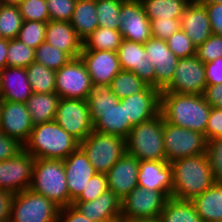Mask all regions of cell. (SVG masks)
I'll return each instance as SVG.
<instances>
[{
  "label": "cell",
  "instance_id": "44dd1931",
  "mask_svg": "<svg viewBox=\"0 0 222 222\" xmlns=\"http://www.w3.org/2000/svg\"><path fill=\"white\" fill-rule=\"evenodd\" d=\"M139 160L127 152L106 173L108 190L123 200L138 186Z\"/></svg>",
  "mask_w": 222,
  "mask_h": 222
},
{
  "label": "cell",
  "instance_id": "2e32d148",
  "mask_svg": "<svg viewBox=\"0 0 222 222\" xmlns=\"http://www.w3.org/2000/svg\"><path fill=\"white\" fill-rule=\"evenodd\" d=\"M117 54L122 70L134 72L148 86L155 87V67L146 58L144 44L123 39Z\"/></svg>",
  "mask_w": 222,
  "mask_h": 222
},
{
  "label": "cell",
  "instance_id": "30bf717a",
  "mask_svg": "<svg viewBox=\"0 0 222 222\" xmlns=\"http://www.w3.org/2000/svg\"><path fill=\"white\" fill-rule=\"evenodd\" d=\"M54 121L79 142L93 132L87 100L60 98Z\"/></svg>",
  "mask_w": 222,
  "mask_h": 222
},
{
  "label": "cell",
  "instance_id": "7c38bea8",
  "mask_svg": "<svg viewBox=\"0 0 222 222\" xmlns=\"http://www.w3.org/2000/svg\"><path fill=\"white\" fill-rule=\"evenodd\" d=\"M206 86L204 63L193 55L179 58L172 81L161 92L203 95Z\"/></svg>",
  "mask_w": 222,
  "mask_h": 222
},
{
  "label": "cell",
  "instance_id": "d4e9b609",
  "mask_svg": "<svg viewBox=\"0 0 222 222\" xmlns=\"http://www.w3.org/2000/svg\"><path fill=\"white\" fill-rule=\"evenodd\" d=\"M180 23L181 29L196 47L203 44L213 34L207 10L199 2L187 5Z\"/></svg>",
  "mask_w": 222,
  "mask_h": 222
},
{
  "label": "cell",
  "instance_id": "9f6ffc18",
  "mask_svg": "<svg viewBox=\"0 0 222 222\" xmlns=\"http://www.w3.org/2000/svg\"><path fill=\"white\" fill-rule=\"evenodd\" d=\"M14 193L0 190V222H10Z\"/></svg>",
  "mask_w": 222,
  "mask_h": 222
},
{
  "label": "cell",
  "instance_id": "4fadbf2b",
  "mask_svg": "<svg viewBox=\"0 0 222 222\" xmlns=\"http://www.w3.org/2000/svg\"><path fill=\"white\" fill-rule=\"evenodd\" d=\"M35 158L24 149L16 156L0 161V190L19 193L30 189Z\"/></svg>",
  "mask_w": 222,
  "mask_h": 222
},
{
  "label": "cell",
  "instance_id": "60d3db41",
  "mask_svg": "<svg viewBox=\"0 0 222 222\" xmlns=\"http://www.w3.org/2000/svg\"><path fill=\"white\" fill-rule=\"evenodd\" d=\"M46 26V22L23 21L17 38L28 47L36 49L45 41Z\"/></svg>",
  "mask_w": 222,
  "mask_h": 222
},
{
  "label": "cell",
  "instance_id": "ab89813d",
  "mask_svg": "<svg viewBox=\"0 0 222 222\" xmlns=\"http://www.w3.org/2000/svg\"><path fill=\"white\" fill-rule=\"evenodd\" d=\"M35 58V49L28 47L18 38L8 39L7 66L28 67Z\"/></svg>",
  "mask_w": 222,
  "mask_h": 222
},
{
  "label": "cell",
  "instance_id": "ffe728a7",
  "mask_svg": "<svg viewBox=\"0 0 222 222\" xmlns=\"http://www.w3.org/2000/svg\"><path fill=\"white\" fill-rule=\"evenodd\" d=\"M70 205L80 196L88 184V180L97 172L88 160L86 153L79 146L63 160Z\"/></svg>",
  "mask_w": 222,
  "mask_h": 222
},
{
  "label": "cell",
  "instance_id": "d590c367",
  "mask_svg": "<svg viewBox=\"0 0 222 222\" xmlns=\"http://www.w3.org/2000/svg\"><path fill=\"white\" fill-rule=\"evenodd\" d=\"M23 24L22 15L17 5L2 4L0 7V36L4 39L18 37Z\"/></svg>",
  "mask_w": 222,
  "mask_h": 222
},
{
  "label": "cell",
  "instance_id": "681fc988",
  "mask_svg": "<svg viewBox=\"0 0 222 222\" xmlns=\"http://www.w3.org/2000/svg\"><path fill=\"white\" fill-rule=\"evenodd\" d=\"M22 150L23 144L0 131V161L14 157Z\"/></svg>",
  "mask_w": 222,
  "mask_h": 222
},
{
  "label": "cell",
  "instance_id": "603a6c76",
  "mask_svg": "<svg viewBox=\"0 0 222 222\" xmlns=\"http://www.w3.org/2000/svg\"><path fill=\"white\" fill-rule=\"evenodd\" d=\"M138 186L172 195V167L167 161H139Z\"/></svg>",
  "mask_w": 222,
  "mask_h": 222
},
{
  "label": "cell",
  "instance_id": "f5cc1de1",
  "mask_svg": "<svg viewBox=\"0 0 222 222\" xmlns=\"http://www.w3.org/2000/svg\"><path fill=\"white\" fill-rule=\"evenodd\" d=\"M204 67L207 86L222 83V57L211 62L204 63Z\"/></svg>",
  "mask_w": 222,
  "mask_h": 222
},
{
  "label": "cell",
  "instance_id": "f35d334b",
  "mask_svg": "<svg viewBox=\"0 0 222 222\" xmlns=\"http://www.w3.org/2000/svg\"><path fill=\"white\" fill-rule=\"evenodd\" d=\"M87 102L89 110H108L117 105L120 99L113 94L110 85L92 83Z\"/></svg>",
  "mask_w": 222,
  "mask_h": 222
},
{
  "label": "cell",
  "instance_id": "6f0895ef",
  "mask_svg": "<svg viewBox=\"0 0 222 222\" xmlns=\"http://www.w3.org/2000/svg\"><path fill=\"white\" fill-rule=\"evenodd\" d=\"M8 39H0V70L7 67Z\"/></svg>",
  "mask_w": 222,
  "mask_h": 222
},
{
  "label": "cell",
  "instance_id": "4dcf8cb0",
  "mask_svg": "<svg viewBox=\"0 0 222 222\" xmlns=\"http://www.w3.org/2000/svg\"><path fill=\"white\" fill-rule=\"evenodd\" d=\"M144 12L151 19H181L189 4L186 0H140Z\"/></svg>",
  "mask_w": 222,
  "mask_h": 222
},
{
  "label": "cell",
  "instance_id": "9a60e30c",
  "mask_svg": "<svg viewBox=\"0 0 222 222\" xmlns=\"http://www.w3.org/2000/svg\"><path fill=\"white\" fill-rule=\"evenodd\" d=\"M144 48L149 63L155 67V88L162 91L171 81L179 58L168 48L165 40L151 37Z\"/></svg>",
  "mask_w": 222,
  "mask_h": 222
},
{
  "label": "cell",
  "instance_id": "8992f818",
  "mask_svg": "<svg viewBox=\"0 0 222 222\" xmlns=\"http://www.w3.org/2000/svg\"><path fill=\"white\" fill-rule=\"evenodd\" d=\"M88 160L97 173L106 174L126 153V139L93 131L80 142Z\"/></svg>",
  "mask_w": 222,
  "mask_h": 222
},
{
  "label": "cell",
  "instance_id": "8d00e7d4",
  "mask_svg": "<svg viewBox=\"0 0 222 222\" xmlns=\"http://www.w3.org/2000/svg\"><path fill=\"white\" fill-rule=\"evenodd\" d=\"M124 0H96L97 19L99 27L119 30L120 10Z\"/></svg>",
  "mask_w": 222,
  "mask_h": 222
},
{
  "label": "cell",
  "instance_id": "bcb514c9",
  "mask_svg": "<svg viewBox=\"0 0 222 222\" xmlns=\"http://www.w3.org/2000/svg\"><path fill=\"white\" fill-rule=\"evenodd\" d=\"M77 0H46L50 20L70 22Z\"/></svg>",
  "mask_w": 222,
  "mask_h": 222
},
{
  "label": "cell",
  "instance_id": "7bdbcfd3",
  "mask_svg": "<svg viewBox=\"0 0 222 222\" xmlns=\"http://www.w3.org/2000/svg\"><path fill=\"white\" fill-rule=\"evenodd\" d=\"M165 41L168 48L178 58H185L196 55L197 47L192 43L191 39L182 29H179Z\"/></svg>",
  "mask_w": 222,
  "mask_h": 222
},
{
  "label": "cell",
  "instance_id": "277c9868",
  "mask_svg": "<svg viewBox=\"0 0 222 222\" xmlns=\"http://www.w3.org/2000/svg\"><path fill=\"white\" fill-rule=\"evenodd\" d=\"M161 113L135 125L126 138V152L139 161H166Z\"/></svg>",
  "mask_w": 222,
  "mask_h": 222
},
{
  "label": "cell",
  "instance_id": "f546056e",
  "mask_svg": "<svg viewBox=\"0 0 222 222\" xmlns=\"http://www.w3.org/2000/svg\"><path fill=\"white\" fill-rule=\"evenodd\" d=\"M96 11V0L76 1L70 24L82 40L99 27Z\"/></svg>",
  "mask_w": 222,
  "mask_h": 222
},
{
  "label": "cell",
  "instance_id": "f907efd6",
  "mask_svg": "<svg viewBox=\"0 0 222 222\" xmlns=\"http://www.w3.org/2000/svg\"><path fill=\"white\" fill-rule=\"evenodd\" d=\"M205 137L207 141L222 137V110L211 107L206 126Z\"/></svg>",
  "mask_w": 222,
  "mask_h": 222
},
{
  "label": "cell",
  "instance_id": "ee69618b",
  "mask_svg": "<svg viewBox=\"0 0 222 222\" xmlns=\"http://www.w3.org/2000/svg\"><path fill=\"white\" fill-rule=\"evenodd\" d=\"M108 190L107 176L104 173H96L88 180L83 192L74 202H88L96 199Z\"/></svg>",
  "mask_w": 222,
  "mask_h": 222
},
{
  "label": "cell",
  "instance_id": "e0dca14e",
  "mask_svg": "<svg viewBox=\"0 0 222 222\" xmlns=\"http://www.w3.org/2000/svg\"><path fill=\"white\" fill-rule=\"evenodd\" d=\"M160 94L159 89L147 86L142 92L121 99L120 102L125 105L126 123L135 126L158 115Z\"/></svg>",
  "mask_w": 222,
  "mask_h": 222
},
{
  "label": "cell",
  "instance_id": "836d02e7",
  "mask_svg": "<svg viewBox=\"0 0 222 222\" xmlns=\"http://www.w3.org/2000/svg\"><path fill=\"white\" fill-rule=\"evenodd\" d=\"M26 71L33 93H55V70L32 62Z\"/></svg>",
  "mask_w": 222,
  "mask_h": 222
},
{
  "label": "cell",
  "instance_id": "cb8c5ba5",
  "mask_svg": "<svg viewBox=\"0 0 222 222\" xmlns=\"http://www.w3.org/2000/svg\"><path fill=\"white\" fill-rule=\"evenodd\" d=\"M33 94L26 68L5 67L0 70V98L26 104Z\"/></svg>",
  "mask_w": 222,
  "mask_h": 222
},
{
  "label": "cell",
  "instance_id": "11a10c76",
  "mask_svg": "<svg viewBox=\"0 0 222 222\" xmlns=\"http://www.w3.org/2000/svg\"><path fill=\"white\" fill-rule=\"evenodd\" d=\"M203 96L211 107L222 110V83L206 86Z\"/></svg>",
  "mask_w": 222,
  "mask_h": 222
},
{
  "label": "cell",
  "instance_id": "91938a15",
  "mask_svg": "<svg viewBox=\"0 0 222 222\" xmlns=\"http://www.w3.org/2000/svg\"><path fill=\"white\" fill-rule=\"evenodd\" d=\"M127 222H161L159 217L151 218V219H143V220H136V221H127Z\"/></svg>",
  "mask_w": 222,
  "mask_h": 222
},
{
  "label": "cell",
  "instance_id": "d6a6232c",
  "mask_svg": "<svg viewBox=\"0 0 222 222\" xmlns=\"http://www.w3.org/2000/svg\"><path fill=\"white\" fill-rule=\"evenodd\" d=\"M123 38L119 30L97 27L83 40V50H108L117 52Z\"/></svg>",
  "mask_w": 222,
  "mask_h": 222
},
{
  "label": "cell",
  "instance_id": "ba28073f",
  "mask_svg": "<svg viewBox=\"0 0 222 222\" xmlns=\"http://www.w3.org/2000/svg\"><path fill=\"white\" fill-rule=\"evenodd\" d=\"M163 138L166 161L169 163L207 152L208 141L204 134L166 121L163 126Z\"/></svg>",
  "mask_w": 222,
  "mask_h": 222
},
{
  "label": "cell",
  "instance_id": "c3c4849f",
  "mask_svg": "<svg viewBox=\"0 0 222 222\" xmlns=\"http://www.w3.org/2000/svg\"><path fill=\"white\" fill-rule=\"evenodd\" d=\"M180 24V19H151L152 37L167 40L172 34L181 29Z\"/></svg>",
  "mask_w": 222,
  "mask_h": 222
},
{
  "label": "cell",
  "instance_id": "5bb4252c",
  "mask_svg": "<svg viewBox=\"0 0 222 222\" xmlns=\"http://www.w3.org/2000/svg\"><path fill=\"white\" fill-rule=\"evenodd\" d=\"M122 38L144 44L151 37L150 20L140 0H124L120 10Z\"/></svg>",
  "mask_w": 222,
  "mask_h": 222
},
{
  "label": "cell",
  "instance_id": "74e56055",
  "mask_svg": "<svg viewBox=\"0 0 222 222\" xmlns=\"http://www.w3.org/2000/svg\"><path fill=\"white\" fill-rule=\"evenodd\" d=\"M70 59L71 58L65 52L51 46L46 41L42 42L35 49L34 62L55 71L66 65Z\"/></svg>",
  "mask_w": 222,
  "mask_h": 222
},
{
  "label": "cell",
  "instance_id": "f1b7e54d",
  "mask_svg": "<svg viewBox=\"0 0 222 222\" xmlns=\"http://www.w3.org/2000/svg\"><path fill=\"white\" fill-rule=\"evenodd\" d=\"M59 95L55 93H33L26 102L33 125L55 119Z\"/></svg>",
  "mask_w": 222,
  "mask_h": 222
},
{
  "label": "cell",
  "instance_id": "ac0fdd59",
  "mask_svg": "<svg viewBox=\"0 0 222 222\" xmlns=\"http://www.w3.org/2000/svg\"><path fill=\"white\" fill-rule=\"evenodd\" d=\"M0 131L24 144L34 125L26 104L2 100Z\"/></svg>",
  "mask_w": 222,
  "mask_h": 222
},
{
  "label": "cell",
  "instance_id": "d6986e66",
  "mask_svg": "<svg viewBox=\"0 0 222 222\" xmlns=\"http://www.w3.org/2000/svg\"><path fill=\"white\" fill-rule=\"evenodd\" d=\"M80 58L86 65L92 83L110 85L122 70L117 52L108 50H82Z\"/></svg>",
  "mask_w": 222,
  "mask_h": 222
},
{
  "label": "cell",
  "instance_id": "6125c7cd",
  "mask_svg": "<svg viewBox=\"0 0 222 222\" xmlns=\"http://www.w3.org/2000/svg\"><path fill=\"white\" fill-rule=\"evenodd\" d=\"M1 109H2V99L0 98V117H1Z\"/></svg>",
  "mask_w": 222,
  "mask_h": 222
},
{
  "label": "cell",
  "instance_id": "5b68a950",
  "mask_svg": "<svg viewBox=\"0 0 222 222\" xmlns=\"http://www.w3.org/2000/svg\"><path fill=\"white\" fill-rule=\"evenodd\" d=\"M66 179L63 160L35 159L30 189L60 208L70 206Z\"/></svg>",
  "mask_w": 222,
  "mask_h": 222
},
{
  "label": "cell",
  "instance_id": "f6af8a7d",
  "mask_svg": "<svg viewBox=\"0 0 222 222\" xmlns=\"http://www.w3.org/2000/svg\"><path fill=\"white\" fill-rule=\"evenodd\" d=\"M196 56L203 63L222 57V36L212 34L196 49Z\"/></svg>",
  "mask_w": 222,
  "mask_h": 222
},
{
  "label": "cell",
  "instance_id": "4316f807",
  "mask_svg": "<svg viewBox=\"0 0 222 222\" xmlns=\"http://www.w3.org/2000/svg\"><path fill=\"white\" fill-rule=\"evenodd\" d=\"M93 131L127 138L133 125L126 123L125 105L119 102L108 110H89Z\"/></svg>",
  "mask_w": 222,
  "mask_h": 222
},
{
  "label": "cell",
  "instance_id": "6da1fadb",
  "mask_svg": "<svg viewBox=\"0 0 222 222\" xmlns=\"http://www.w3.org/2000/svg\"><path fill=\"white\" fill-rule=\"evenodd\" d=\"M211 106L203 95L161 92L160 113L164 121L205 135Z\"/></svg>",
  "mask_w": 222,
  "mask_h": 222
},
{
  "label": "cell",
  "instance_id": "8fae6325",
  "mask_svg": "<svg viewBox=\"0 0 222 222\" xmlns=\"http://www.w3.org/2000/svg\"><path fill=\"white\" fill-rule=\"evenodd\" d=\"M92 82L80 57L55 72V92L60 98L87 100Z\"/></svg>",
  "mask_w": 222,
  "mask_h": 222
},
{
  "label": "cell",
  "instance_id": "3957f363",
  "mask_svg": "<svg viewBox=\"0 0 222 222\" xmlns=\"http://www.w3.org/2000/svg\"><path fill=\"white\" fill-rule=\"evenodd\" d=\"M79 146L80 142L53 120L35 125L23 149L35 159L64 160Z\"/></svg>",
  "mask_w": 222,
  "mask_h": 222
},
{
  "label": "cell",
  "instance_id": "db71d44e",
  "mask_svg": "<svg viewBox=\"0 0 222 222\" xmlns=\"http://www.w3.org/2000/svg\"><path fill=\"white\" fill-rule=\"evenodd\" d=\"M57 222H93L81 214L73 205L59 209Z\"/></svg>",
  "mask_w": 222,
  "mask_h": 222
},
{
  "label": "cell",
  "instance_id": "816d5d0a",
  "mask_svg": "<svg viewBox=\"0 0 222 222\" xmlns=\"http://www.w3.org/2000/svg\"><path fill=\"white\" fill-rule=\"evenodd\" d=\"M205 6L213 34L222 36V3H201Z\"/></svg>",
  "mask_w": 222,
  "mask_h": 222
},
{
  "label": "cell",
  "instance_id": "9c48e42d",
  "mask_svg": "<svg viewBox=\"0 0 222 222\" xmlns=\"http://www.w3.org/2000/svg\"><path fill=\"white\" fill-rule=\"evenodd\" d=\"M167 199L161 191L137 186L121 200V222L157 218Z\"/></svg>",
  "mask_w": 222,
  "mask_h": 222
},
{
  "label": "cell",
  "instance_id": "b9f144b4",
  "mask_svg": "<svg viewBox=\"0 0 222 222\" xmlns=\"http://www.w3.org/2000/svg\"><path fill=\"white\" fill-rule=\"evenodd\" d=\"M23 21L48 22L50 20L46 0H23L19 5Z\"/></svg>",
  "mask_w": 222,
  "mask_h": 222
},
{
  "label": "cell",
  "instance_id": "7a4b0ae2",
  "mask_svg": "<svg viewBox=\"0 0 222 222\" xmlns=\"http://www.w3.org/2000/svg\"><path fill=\"white\" fill-rule=\"evenodd\" d=\"M170 165L173 177L171 197L174 199L191 201L216 182L207 153L181 158Z\"/></svg>",
  "mask_w": 222,
  "mask_h": 222
},
{
  "label": "cell",
  "instance_id": "e575fe53",
  "mask_svg": "<svg viewBox=\"0 0 222 222\" xmlns=\"http://www.w3.org/2000/svg\"><path fill=\"white\" fill-rule=\"evenodd\" d=\"M111 89L118 99L126 98L138 92H142L148 85L144 83L134 72L121 70L112 80Z\"/></svg>",
  "mask_w": 222,
  "mask_h": 222
},
{
  "label": "cell",
  "instance_id": "7402d4cb",
  "mask_svg": "<svg viewBox=\"0 0 222 222\" xmlns=\"http://www.w3.org/2000/svg\"><path fill=\"white\" fill-rule=\"evenodd\" d=\"M72 205L93 222H121V199L111 190L92 201Z\"/></svg>",
  "mask_w": 222,
  "mask_h": 222
},
{
  "label": "cell",
  "instance_id": "94428289",
  "mask_svg": "<svg viewBox=\"0 0 222 222\" xmlns=\"http://www.w3.org/2000/svg\"><path fill=\"white\" fill-rule=\"evenodd\" d=\"M199 3H222V0H197Z\"/></svg>",
  "mask_w": 222,
  "mask_h": 222
},
{
  "label": "cell",
  "instance_id": "484cf974",
  "mask_svg": "<svg viewBox=\"0 0 222 222\" xmlns=\"http://www.w3.org/2000/svg\"><path fill=\"white\" fill-rule=\"evenodd\" d=\"M45 41L65 52L71 59L80 57L83 50V40L70 22L49 20L46 26Z\"/></svg>",
  "mask_w": 222,
  "mask_h": 222
},
{
  "label": "cell",
  "instance_id": "83f0119b",
  "mask_svg": "<svg viewBox=\"0 0 222 222\" xmlns=\"http://www.w3.org/2000/svg\"><path fill=\"white\" fill-rule=\"evenodd\" d=\"M202 222H222V182L191 200Z\"/></svg>",
  "mask_w": 222,
  "mask_h": 222
},
{
  "label": "cell",
  "instance_id": "7dc6e473",
  "mask_svg": "<svg viewBox=\"0 0 222 222\" xmlns=\"http://www.w3.org/2000/svg\"><path fill=\"white\" fill-rule=\"evenodd\" d=\"M207 156L216 182H222V137L208 141Z\"/></svg>",
  "mask_w": 222,
  "mask_h": 222
},
{
  "label": "cell",
  "instance_id": "be15d7a7",
  "mask_svg": "<svg viewBox=\"0 0 222 222\" xmlns=\"http://www.w3.org/2000/svg\"><path fill=\"white\" fill-rule=\"evenodd\" d=\"M186 1H188L189 3L197 2V0H186Z\"/></svg>",
  "mask_w": 222,
  "mask_h": 222
},
{
  "label": "cell",
  "instance_id": "680465c9",
  "mask_svg": "<svg viewBox=\"0 0 222 222\" xmlns=\"http://www.w3.org/2000/svg\"><path fill=\"white\" fill-rule=\"evenodd\" d=\"M23 0H1L2 4L19 5Z\"/></svg>",
  "mask_w": 222,
  "mask_h": 222
},
{
  "label": "cell",
  "instance_id": "52a82bcc",
  "mask_svg": "<svg viewBox=\"0 0 222 222\" xmlns=\"http://www.w3.org/2000/svg\"><path fill=\"white\" fill-rule=\"evenodd\" d=\"M59 209L52 200L25 189L14 194L10 222H57Z\"/></svg>",
  "mask_w": 222,
  "mask_h": 222
},
{
  "label": "cell",
  "instance_id": "1f68e13d",
  "mask_svg": "<svg viewBox=\"0 0 222 222\" xmlns=\"http://www.w3.org/2000/svg\"><path fill=\"white\" fill-rule=\"evenodd\" d=\"M161 222H202L189 200L168 198L159 216Z\"/></svg>",
  "mask_w": 222,
  "mask_h": 222
}]
</instances>
